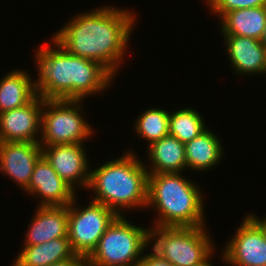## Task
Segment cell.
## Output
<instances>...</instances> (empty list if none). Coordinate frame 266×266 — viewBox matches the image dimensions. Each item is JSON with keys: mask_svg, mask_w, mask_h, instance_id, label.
Here are the masks:
<instances>
[{"mask_svg": "<svg viewBox=\"0 0 266 266\" xmlns=\"http://www.w3.org/2000/svg\"><path fill=\"white\" fill-rule=\"evenodd\" d=\"M21 248L12 262L16 266H50L75 255L68 237L52 239L34 246H21Z\"/></svg>", "mask_w": 266, "mask_h": 266, "instance_id": "obj_20", "label": "cell"}, {"mask_svg": "<svg viewBox=\"0 0 266 266\" xmlns=\"http://www.w3.org/2000/svg\"><path fill=\"white\" fill-rule=\"evenodd\" d=\"M83 100L44 99L41 146L88 142L95 129L83 114Z\"/></svg>", "mask_w": 266, "mask_h": 266, "instance_id": "obj_7", "label": "cell"}, {"mask_svg": "<svg viewBox=\"0 0 266 266\" xmlns=\"http://www.w3.org/2000/svg\"><path fill=\"white\" fill-rule=\"evenodd\" d=\"M224 50L232 71L245 77L266 76V47L257 39L222 35Z\"/></svg>", "mask_w": 266, "mask_h": 266, "instance_id": "obj_14", "label": "cell"}, {"mask_svg": "<svg viewBox=\"0 0 266 266\" xmlns=\"http://www.w3.org/2000/svg\"><path fill=\"white\" fill-rule=\"evenodd\" d=\"M212 130L209 127L199 136L185 143L187 170L206 173L221 164L222 159L225 158L223 155L226 152L222 145L224 142L220 140V135Z\"/></svg>", "mask_w": 266, "mask_h": 266, "instance_id": "obj_17", "label": "cell"}, {"mask_svg": "<svg viewBox=\"0 0 266 266\" xmlns=\"http://www.w3.org/2000/svg\"><path fill=\"white\" fill-rule=\"evenodd\" d=\"M209 228L158 226L149 229V246L174 266H195L215 250Z\"/></svg>", "mask_w": 266, "mask_h": 266, "instance_id": "obj_5", "label": "cell"}, {"mask_svg": "<svg viewBox=\"0 0 266 266\" xmlns=\"http://www.w3.org/2000/svg\"><path fill=\"white\" fill-rule=\"evenodd\" d=\"M43 102L37 95L25 106L0 113V142H39Z\"/></svg>", "mask_w": 266, "mask_h": 266, "instance_id": "obj_12", "label": "cell"}, {"mask_svg": "<svg viewBox=\"0 0 266 266\" xmlns=\"http://www.w3.org/2000/svg\"><path fill=\"white\" fill-rule=\"evenodd\" d=\"M205 3L209 14H216L218 19L232 10L266 6V0H205Z\"/></svg>", "mask_w": 266, "mask_h": 266, "instance_id": "obj_23", "label": "cell"}, {"mask_svg": "<svg viewBox=\"0 0 266 266\" xmlns=\"http://www.w3.org/2000/svg\"><path fill=\"white\" fill-rule=\"evenodd\" d=\"M247 215L259 226L266 239V216L264 215V217L259 218V215H256V213L254 214L252 212H248Z\"/></svg>", "mask_w": 266, "mask_h": 266, "instance_id": "obj_26", "label": "cell"}, {"mask_svg": "<svg viewBox=\"0 0 266 266\" xmlns=\"http://www.w3.org/2000/svg\"><path fill=\"white\" fill-rule=\"evenodd\" d=\"M204 117L200 111L190 107L169 111V135L176 137L184 144L193 140L209 128Z\"/></svg>", "mask_w": 266, "mask_h": 266, "instance_id": "obj_22", "label": "cell"}, {"mask_svg": "<svg viewBox=\"0 0 266 266\" xmlns=\"http://www.w3.org/2000/svg\"><path fill=\"white\" fill-rule=\"evenodd\" d=\"M259 41L266 47V26Z\"/></svg>", "mask_w": 266, "mask_h": 266, "instance_id": "obj_28", "label": "cell"}, {"mask_svg": "<svg viewBox=\"0 0 266 266\" xmlns=\"http://www.w3.org/2000/svg\"><path fill=\"white\" fill-rule=\"evenodd\" d=\"M84 143L41 146L42 155L60 178L75 191L87 190L90 181L91 162Z\"/></svg>", "mask_w": 266, "mask_h": 266, "instance_id": "obj_10", "label": "cell"}, {"mask_svg": "<svg viewBox=\"0 0 266 266\" xmlns=\"http://www.w3.org/2000/svg\"><path fill=\"white\" fill-rule=\"evenodd\" d=\"M27 72L16 68L0 77V113L25 106L37 96L33 78Z\"/></svg>", "mask_w": 266, "mask_h": 266, "instance_id": "obj_18", "label": "cell"}, {"mask_svg": "<svg viewBox=\"0 0 266 266\" xmlns=\"http://www.w3.org/2000/svg\"><path fill=\"white\" fill-rule=\"evenodd\" d=\"M216 252L214 251L205 261H203L202 263L198 264V265H195V266H214L212 265V259H214L213 257L217 256V255H214ZM213 256V257H212Z\"/></svg>", "mask_w": 266, "mask_h": 266, "instance_id": "obj_27", "label": "cell"}, {"mask_svg": "<svg viewBox=\"0 0 266 266\" xmlns=\"http://www.w3.org/2000/svg\"><path fill=\"white\" fill-rule=\"evenodd\" d=\"M41 156L39 142H0V173L23 191Z\"/></svg>", "mask_w": 266, "mask_h": 266, "instance_id": "obj_13", "label": "cell"}, {"mask_svg": "<svg viewBox=\"0 0 266 266\" xmlns=\"http://www.w3.org/2000/svg\"><path fill=\"white\" fill-rule=\"evenodd\" d=\"M117 216L87 258V266H132L139 264L149 246V227ZM133 223V224H132Z\"/></svg>", "mask_w": 266, "mask_h": 266, "instance_id": "obj_6", "label": "cell"}, {"mask_svg": "<svg viewBox=\"0 0 266 266\" xmlns=\"http://www.w3.org/2000/svg\"><path fill=\"white\" fill-rule=\"evenodd\" d=\"M228 238L219 256L225 266H266V239L259 226L247 215Z\"/></svg>", "mask_w": 266, "mask_h": 266, "instance_id": "obj_9", "label": "cell"}, {"mask_svg": "<svg viewBox=\"0 0 266 266\" xmlns=\"http://www.w3.org/2000/svg\"><path fill=\"white\" fill-rule=\"evenodd\" d=\"M77 198L68 205V239L76 255L88 258L118 215L109 207L91 199L85 207H80Z\"/></svg>", "mask_w": 266, "mask_h": 266, "instance_id": "obj_8", "label": "cell"}, {"mask_svg": "<svg viewBox=\"0 0 266 266\" xmlns=\"http://www.w3.org/2000/svg\"><path fill=\"white\" fill-rule=\"evenodd\" d=\"M135 122V123H134ZM135 136L144 139L146 146L169 135V110L162 107H149L139 113L133 121Z\"/></svg>", "mask_w": 266, "mask_h": 266, "instance_id": "obj_21", "label": "cell"}, {"mask_svg": "<svg viewBox=\"0 0 266 266\" xmlns=\"http://www.w3.org/2000/svg\"><path fill=\"white\" fill-rule=\"evenodd\" d=\"M35 209L22 246H34L68 237V206L37 205Z\"/></svg>", "mask_w": 266, "mask_h": 266, "instance_id": "obj_15", "label": "cell"}, {"mask_svg": "<svg viewBox=\"0 0 266 266\" xmlns=\"http://www.w3.org/2000/svg\"><path fill=\"white\" fill-rule=\"evenodd\" d=\"M50 38L48 45L44 42L37 46L33 54L38 75L32 77L37 95L85 102L89 96L102 95L115 85V77L102 64L71 55Z\"/></svg>", "mask_w": 266, "mask_h": 266, "instance_id": "obj_2", "label": "cell"}, {"mask_svg": "<svg viewBox=\"0 0 266 266\" xmlns=\"http://www.w3.org/2000/svg\"><path fill=\"white\" fill-rule=\"evenodd\" d=\"M50 266H87V258L75 254L72 258L55 262Z\"/></svg>", "mask_w": 266, "mask_h": 266, "instance_id": "obj_25", "label": "cell"}, {"mask_svg": "<svg viewBox=\"0 0 266 266\" xmlns=\"http://www.w3.org/2000/svg\"><path fill=\"white\" fill-rule=\"evenodd\" d=\"M130 10L101 4L96 9L77 12L51 34L52 38L71 55L96 61L118 77L138 20Z\"/></svg>", "mask_w": 266, "mask_h": 266, "instance_id": "obj_1", "label": "cell"}, {"mask_svg": "<svg viewBox=\"0 0 266 266\" xmlns=\"http://www.w3.org/2000/svg\"><path fill=\"white\" fill-rule=\"evenodd\" d=\"M23 191L25 195L37 197L38 206H68L78 196L43 155L36 162L30 181Z\"/></svg>", "mask_w": 266, "mask_h": 266, "instance_id": "obj_11", "label": "cell"}, {"mask_svg": "<svg viewBox=\"0 0 266 266\" xmlns=\"http://www.w3.org/2000/svg\"><path fill=\"white\" fill-rule=\"evenodd\" d=\"M218 23L221 35H238L260 40L266 26V6L232 10Z\"/></svg>", "mask_w": 266, "mask_h": 266, "instance_id": "obj_19", "label": "cell"}, {"mask_svg": "<svg viewBox=\"0 0 266 266\" xmlns=\"http://www.w3.org/2000/svg\"><path fill=\"white\" fill-rule=\"evenodd\" d=\"M183 174V172L148 174L146 208L149 211L154 208L156 213L151 222L153 227L207 225L203 188L198 182Z\"/></svg>", "mask_w": 266, "mask_h": 266, "instance_id": "obj_4", "label": "cell"}, {"mask_svg": "<svg viewBox=\"0 0 266 266\" xmlns=\"http://www.w3.org/2000/svg\"><path fill=\"white\" fill-rule=\"evenodd\" d=\"M151 251L147 253V250ZM146 253V254H145ZM139 266H174L170 261L160 256L150 246L143 252L142 258L139 262Z\"/></svg>", "mask_w": 266, "mask_h": 266, "instance_id": "obj_24", "label": "cell"}, {"mask_svg": "<svg viewBox=\"0 0 266 266\" xmlns=\"http://www.w3.org/2000/svg\"><path fill=\"white\" fill-rule=\"evenodd\" d=\"M146 149L148 159L144 158L143 162L148 174L184 173L187 170L185 144L176 137L167 135Z\"/></svg>", "mask_w": 266, "mask_h": 266, "instance_id": "obj_16", "label": "cell"}, {"mask_svg": "<svg viewBox=\"0 0 266 266\" xmlns=\"http://www.w3.org/2000/svg\"><path fill=\"white\" fill-rule=\"evenodd\" d=\"M133 150L129 148L122 156L90 168L87 190L89 194L92 192L91 200L102 203L119 216L147 206L148 171L143 158Z\"/></svg>", "mask_w": 266, "mask_h": 266, "instance_id": "obj_3", "label": "cell"}]
</instances>
